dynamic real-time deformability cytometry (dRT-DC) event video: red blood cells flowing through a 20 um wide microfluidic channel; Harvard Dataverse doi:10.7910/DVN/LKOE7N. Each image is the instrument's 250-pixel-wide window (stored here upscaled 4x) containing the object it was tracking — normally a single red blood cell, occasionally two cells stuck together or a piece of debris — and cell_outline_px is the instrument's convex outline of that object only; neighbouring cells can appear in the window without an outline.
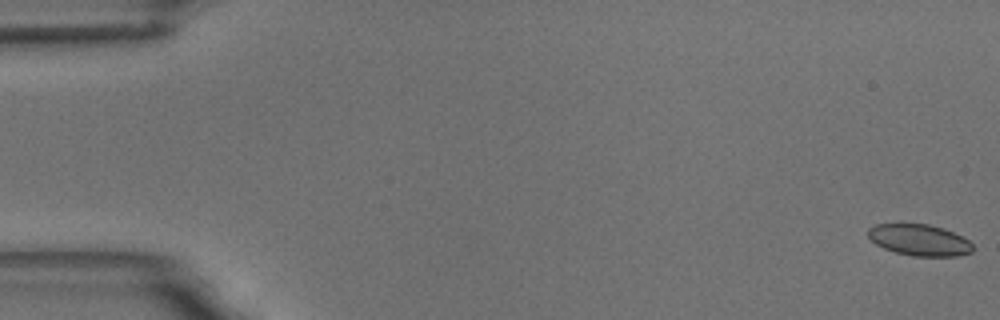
{"species": "common noctule bat (a hibernating species)", "species_latin": "Nyctalus noctula", "temperature_condition": "room temperature", "stored_images_in_passage": 59, "camera_frame_rate_fps": 3000, "um_per_image_px": 0.085, "animal": {"sex": "male", "body_mass_g": 18.8}, "frame": {"image": 1, "passage_image": 1, "time_ms": 0.0, "image_size_px": [1000, 320], "cell_outline_px": [[972, 252], [956, 256], [912, 256], [896, 252], [884, 248], [876, 244], [868, 236], [868, 228], [876, 224], [928, 224], [944, 228], [968, 240], [972, 244]], "centroid_in_image_um": [78.14, 20.4], "position_along_channel_um": 6.9, "area_um2": 18.96}}
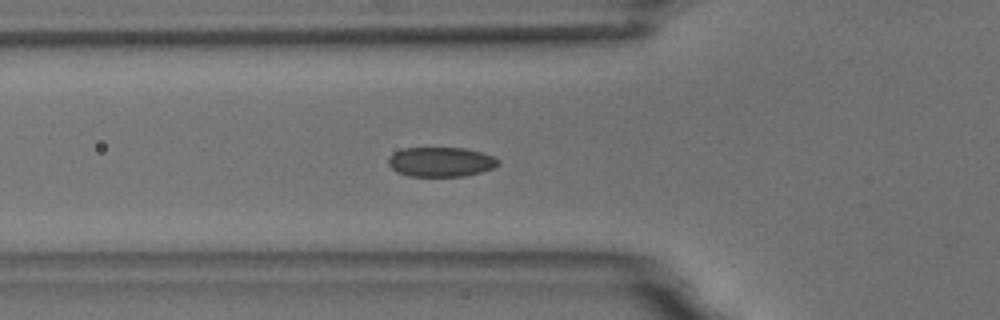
{"frame": {"image": 2, "passage_image": 21, "time_ms": 6.667, "image_size_px": [1000, 320], "cell_outline_px": [[500, 164], [492, 168], [480, 172], [464, 176], [408, 176], [396, 172], [388, 164], [388, 156], [404, 148], [464, 148], [480, 152], [492, 156], [500, 160]], "centroid_in_image_um": [37.45, 13.76], "position_along_channel_um": 88.3, "area_um2": 18.9}}
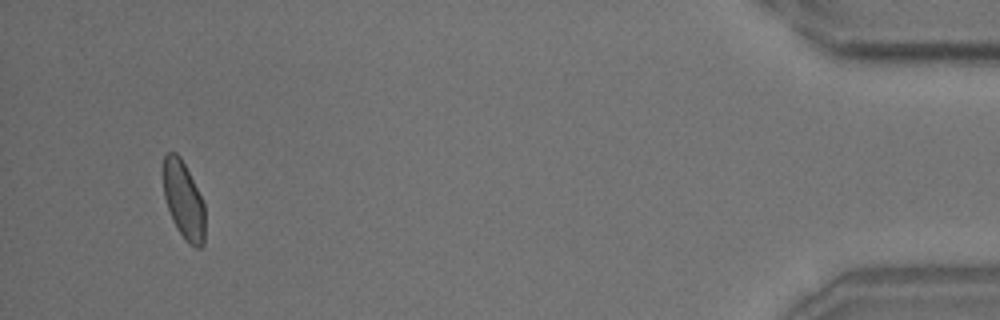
{"frame": {"image": 3, "passage_image": 56, "time_ms": 18.333, "image_size_px": [1000, 320], "cell_outline_px": [[204, 244], [200, 248], [196, 248], [188, 244], [176, 228], [172, 220], [164, 196], [164, 156], [168, 152], [176, 152], [180, 156], [204, 204]], "centroid_in_image_um": [15.61, 17.07], "position_along_channel_um": 419.6, "area_um2": 18.55}, "authors_computed_cell_mechanics": {"area_um2": 19.4786, "velocity_mm_per_s": 3.4799, "shape_relaxation_time_tau1_ms": 3.3575, "shape_relaxation_time_tau2_ms": 2.2873, "deformation_change_tau1": 0.0857, "deformation_change_tau2": 0.0589}}